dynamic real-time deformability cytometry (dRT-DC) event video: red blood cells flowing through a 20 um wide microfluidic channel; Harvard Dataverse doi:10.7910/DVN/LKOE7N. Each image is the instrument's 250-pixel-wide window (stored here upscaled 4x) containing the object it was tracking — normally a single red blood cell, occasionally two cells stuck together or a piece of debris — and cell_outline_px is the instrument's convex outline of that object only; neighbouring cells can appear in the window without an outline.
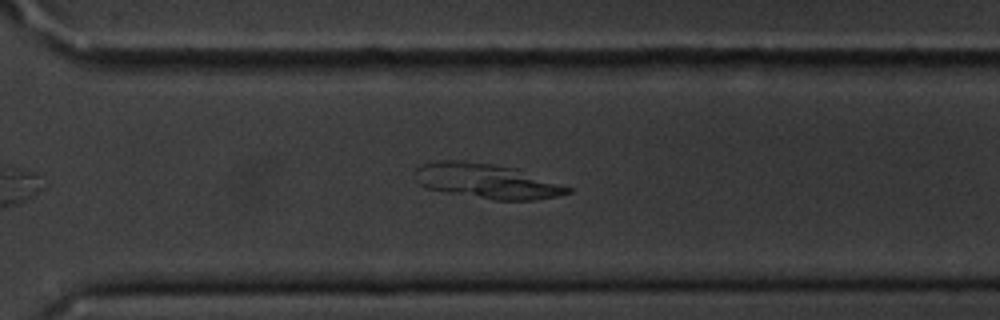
{"species": "common noctule bat (a hibernating species)", "species_latin": "Nyctalus noctula", "temperature_condition": "cold", "stored_images_in_passage": 47, "camera_frame_rate_fps": 3000, "um_per_image_px": 0.085, "animal": {"sex": "male", "body_mass_g": 20.1, "forearm_length_mm": 53.5}, "frame": {"image": 1, "passage_image": 30, "time_ms": 9.667, "image_size_px": [1000, 320], "cell_outline_px": [[572, 192], [560, 196], [536, 200], [492, 200], [424, 188], [416, 180], [416, 168], [420, 164], [436, 160], [460, 160], [492, 164], [512, 168], [572, 188]], "centroid_in_image_um": [41.33, 15.4], "position_along_channel_um": 329.3, "area_um2": 30.81}}